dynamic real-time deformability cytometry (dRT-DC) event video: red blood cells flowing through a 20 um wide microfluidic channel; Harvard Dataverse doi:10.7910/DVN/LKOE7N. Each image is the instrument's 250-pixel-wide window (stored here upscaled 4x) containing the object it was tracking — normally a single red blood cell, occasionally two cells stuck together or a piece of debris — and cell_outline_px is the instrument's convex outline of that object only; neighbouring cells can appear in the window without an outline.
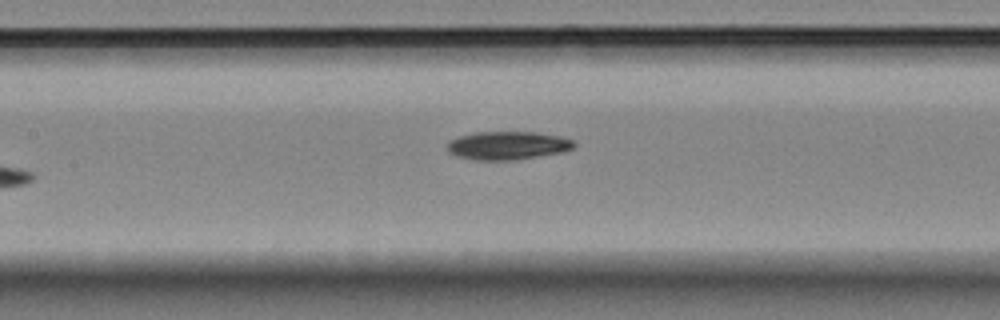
{"species": "Egyptian fruit bat (a non-hibernating species)", "species_latin": "Rousettus aegyptiacus", "temperature_condition": "room temperature", "stored_images_in_passage": 9, "camera_frame_rate_fps": 3000, "um_per_image_px": 0.085, "animal": {"sex": "female"}, "frame": {"image": 1, "passage_image": 9, "time_ms": 2.667, "image_size_px": [1000, 320], "cell_outline_px": [[576, 144], [572, 148], [560, 152], [512, 160], [476, 160], [456, 156], [448, 152], [448, 144], [452, 140], [460, 136], [476, 132], [536, 132], [560, 136], [572, 140]], "centroid_in_image_um": [43.13, 12.36], "position_along_channel_um": 164.3, "area_um2": 20.58}}